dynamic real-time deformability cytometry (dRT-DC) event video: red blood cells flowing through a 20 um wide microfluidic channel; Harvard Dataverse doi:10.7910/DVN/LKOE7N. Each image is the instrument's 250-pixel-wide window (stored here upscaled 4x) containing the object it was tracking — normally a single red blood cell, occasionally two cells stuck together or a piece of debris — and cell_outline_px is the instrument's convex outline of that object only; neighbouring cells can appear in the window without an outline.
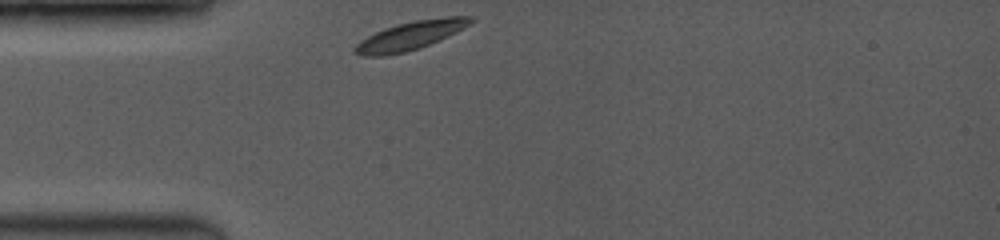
{"species": "common noctule bat (a hibernating species)", "species_latin": "Nyctalus noctula", "temperature_condition": "room temperature", "stored_images_in_passage": 5, "camera_frame_rate_fps": 3500, "um_per_image_px": 0.085, "animal": {"sex": "female", "body_mass_g": 19.0, "forearm_length_mm": 53.3}, "frame": {"image": 1, "passage_image": 1, "time_ms": 0.0, "image_size_px": [1000, 240], "cell_outline_px": [[476, 20], [464, 28], [440, 40], [420, 48], [404, 52], [384, 56], [364, 56], [352, 52], [352, 48], [360, 40], [384, 28], [396, 24], [416, 20], [448, 16], [472, 16]], "centroid_in_image_um": [34.88, 3.02], "position_along_channel_um": 50.1, "area_um2": 19.36}}